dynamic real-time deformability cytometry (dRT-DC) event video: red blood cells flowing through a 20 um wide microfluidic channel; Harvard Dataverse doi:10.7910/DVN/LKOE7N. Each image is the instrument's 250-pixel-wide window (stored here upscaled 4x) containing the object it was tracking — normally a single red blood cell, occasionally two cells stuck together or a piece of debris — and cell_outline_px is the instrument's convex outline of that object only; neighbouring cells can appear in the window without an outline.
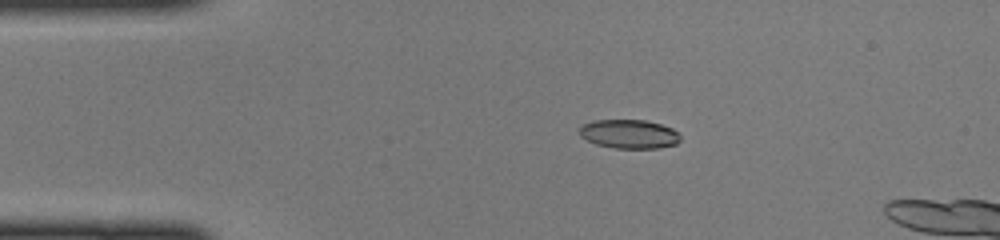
{"species": "common noctule bat (a hibernating species)", "species_latin": "Nyctalus noctula", "temperature_condition": "cold", "stored_images_in_passage": 14, "camera_frame_rate_fps": 3000, "um_per_image_px": 0.085, "animal": {"sex": "female", "body_mass_g": 22.0, "forearm_length_mm": 56.7}, "frame": {"image": 1, "passage_image": 10, "time_ms": 3.0, "image_size_px": [1000, 240], "cell_outline_px": [[680, 140], [676, 144], [660, 148], [616, 148], [596, 144], [580, 136], [580, 128], [584, 124], [592, 120], [644, 120], [660, 124], [672, 128], [680, 132]], "centroid_in_image_um": [53.51, 11.39], "position_along_channel_um": 31.5, "area_um2": 16.99}}